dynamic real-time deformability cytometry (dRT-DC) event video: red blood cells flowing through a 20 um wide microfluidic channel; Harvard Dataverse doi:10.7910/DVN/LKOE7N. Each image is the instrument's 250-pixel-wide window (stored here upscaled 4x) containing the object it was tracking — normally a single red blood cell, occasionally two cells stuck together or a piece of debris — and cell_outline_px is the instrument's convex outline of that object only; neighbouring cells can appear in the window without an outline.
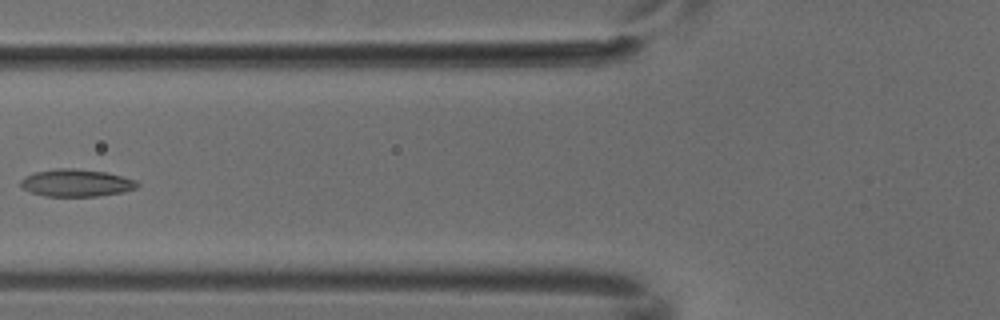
{"species": "common noctule bat (a hibernating species)", "species_latin": "Nyctalus noctula", "temperature_condition": "cold", "stored_images_in_passage": 5, "camera_frame_rate_fps": 3000, "um_per_image_px": 0.085, "animal": {"sex": "male", "body_mass_g": 18.8}, "frame": {"image": 1, "passage_image": 4, "time_ms": 1.0, "image_size_px": [1000, 320], "cell_outline_px": [[140, 184], [136, 188], [124, 192], [96, 196], [44, 196], [32, 192], [24, 188], [20, 184], [20, 180], [24, 176], [36, 172], [56, 168], [72, 168], [104, 172], [136, 180]], "centroid_in_image_um": [6.48, 15.55], "position_along_channel_um": 119.3, "area_um2": 18.44}}
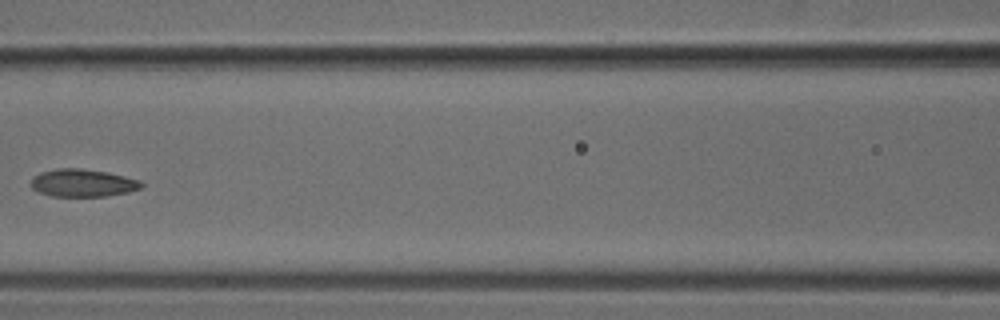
{"frame": {"image": 2, "passage_image": 5, "time_ms": 1.333, "image_size_px": [1000, 320], "cell_outline_px": [[144, 184], [140, 188], [128, 192], [104, 196], [52, 196], [40, 192], [32, 188], [32, 176], [40, 172], [56, 168], [80, 168], [104, 172], [140, 180]], "centroid_in_image_um": [7.0, 15.54], "position_along_channel_um": 159.6, "area_um2": 17.57}}